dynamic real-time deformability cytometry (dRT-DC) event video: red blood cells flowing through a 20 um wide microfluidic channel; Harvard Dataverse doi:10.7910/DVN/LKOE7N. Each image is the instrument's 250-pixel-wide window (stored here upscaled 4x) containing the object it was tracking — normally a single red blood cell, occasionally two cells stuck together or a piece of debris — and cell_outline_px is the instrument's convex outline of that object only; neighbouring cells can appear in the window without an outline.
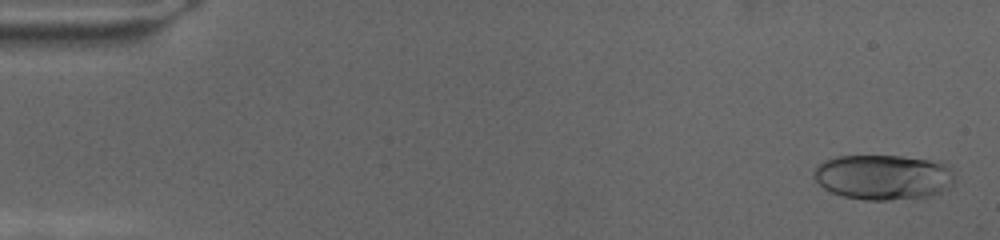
{"species": "human", "species_latin": "Homo sapiens", "temperature_condition": "cold", "stored_images_in_passage": 70, "camera_frame_rate_fps": 3000, "um_per_image_px": 0.085, "donor": {"sex": "female"}, "frame": {"image": 1, "passage_image": 2, "time_ms": 0.333, "image_size_px": [1000, 240], "cell_outline_px": [[956, 180], [948, 188], [940, 192], [928, 196], [888, 200], [864, 200], [844, 196], [832, 192], [824, 188], [812, 176], [816, 168], [824, 160], [836, 156], [900, 156], [940, 160], [952, 172]], "centroid_in_image_um": [75.1, 15.04], "position_along_channel_um": 9.9, "area_um2": 37.11}}
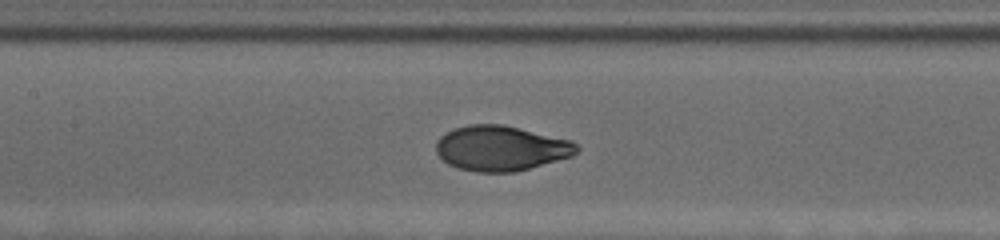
{"frame": {"image": 2, "passage_image": 33, "time_ms": 10.667, "image_size_px": [1000, 240], "cell_outline_px": [[580, 148], [572, 156], [528, 168], [512, 172], [476, 172], [460, 168], [448, 164], [436, 152], [436, 140], [444, 132], [452, 128], [468, 124], [504, 124], [572, 140]], "centroid_in_image_um": [42.56, 12.58], "position_along_channel_um": 164.8, "area_um2": 37.05}}
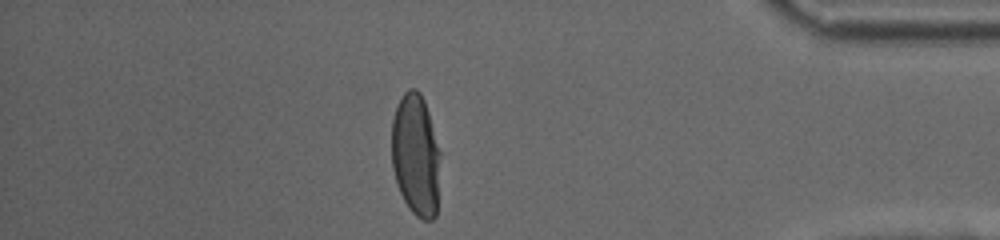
{"frame": {"image": 3, "passage_image": 61, "time_ms": 20.0, "image_size_px": [1000, 240], "cell_outline_px": [[440, 152], [436, 216], [432, 220], [424, 220], [416, 216], [408, 208], [396, 184], [392, 168], [392, 120], [396, 108], [404, 92], [408, 88], [416, 88], [420, 92], [424, 100], [428, 112]], "centroid_in_image_um": [35.33, 13.2], "position_along_channel_um": 399.9, "area_um2": 34.62}}